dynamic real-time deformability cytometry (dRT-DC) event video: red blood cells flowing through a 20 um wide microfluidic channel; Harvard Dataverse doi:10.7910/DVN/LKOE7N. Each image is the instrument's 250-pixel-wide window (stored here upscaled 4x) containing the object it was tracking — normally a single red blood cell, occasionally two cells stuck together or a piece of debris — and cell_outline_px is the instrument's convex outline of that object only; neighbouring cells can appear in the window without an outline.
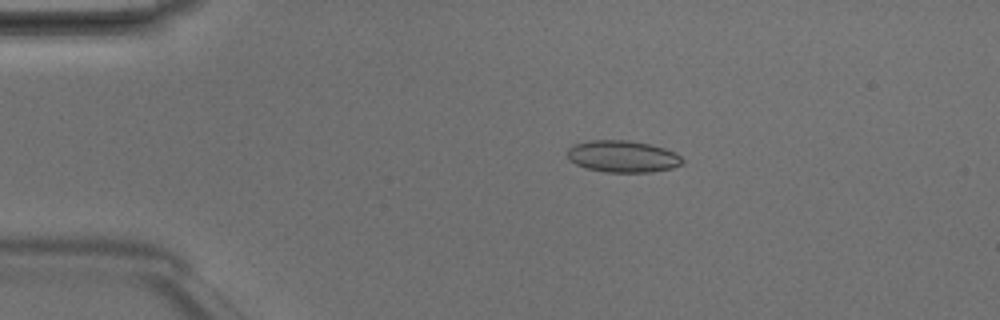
{"species": "Egyptian fruit bat (a non-hibernating species)", "species_latin": "Rousettus aegyptiacus", "temperature_condition": "room temperature", "stored_images_in_passage": 4, "camera_frame_rate_fps": 3000, "um_per_image_px": 0.085, "animal": {"sex": "male"}, "frame": {"image": 1, "passage_image": 3, "time_ms": 0.667, "image_size_px": [1000, 320], "cell_outline_px": [[684, 160], [680, 164], [672, 168], [652, 172], [604, 172], [588, 168], [576, 164], [568, 160], [568, 148], [572, 144], [588, 140], [628, 140], [648, 144], [664, 148], [676, 152]], "centroid_in_image_um": [52.91, 13.29], "position_along_channel_um": 32.1, "area_um2": 21.39}}